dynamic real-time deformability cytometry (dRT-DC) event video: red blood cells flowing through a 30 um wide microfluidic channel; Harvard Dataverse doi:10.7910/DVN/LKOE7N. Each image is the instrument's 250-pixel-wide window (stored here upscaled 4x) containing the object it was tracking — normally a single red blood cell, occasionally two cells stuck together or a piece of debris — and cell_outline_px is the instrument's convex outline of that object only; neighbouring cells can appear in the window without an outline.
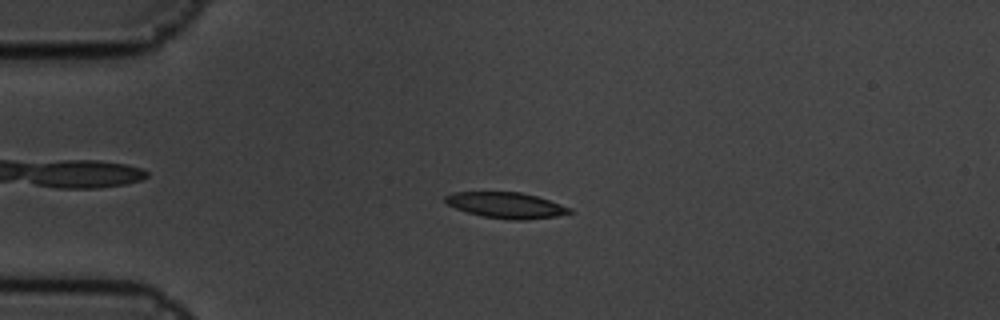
{"species": "common noctule bat (a hibernating species)", "species_latin": "Nyctalus noctula", "temperature_condition": "cold", "stored_images_in_passage": 5, "camera_frame_rate_fps": 3000, "um_per_image_px": 0.085, "animal": {"sex": "male", "body_mass_g": 19.5, "forearm_length_mm": 54.6}, "frame": {"image": 1, "passage_image": 4, "time_ms": 1.0, "image_size_px": [1000, 320], "cell_outline_px": [[572, 212], [556, 216], [524, 220], [512, 220], [484, 216], [468, 212], [456, 208], [448, 204], [444, 200], [444, 196], [452, 192], [520, 192], [536, 196], [572, 208]], "centroid_in_image_um": [43.01, 17.44], "position_along_channel_um": 42.0, "area_um2": 18.5}}